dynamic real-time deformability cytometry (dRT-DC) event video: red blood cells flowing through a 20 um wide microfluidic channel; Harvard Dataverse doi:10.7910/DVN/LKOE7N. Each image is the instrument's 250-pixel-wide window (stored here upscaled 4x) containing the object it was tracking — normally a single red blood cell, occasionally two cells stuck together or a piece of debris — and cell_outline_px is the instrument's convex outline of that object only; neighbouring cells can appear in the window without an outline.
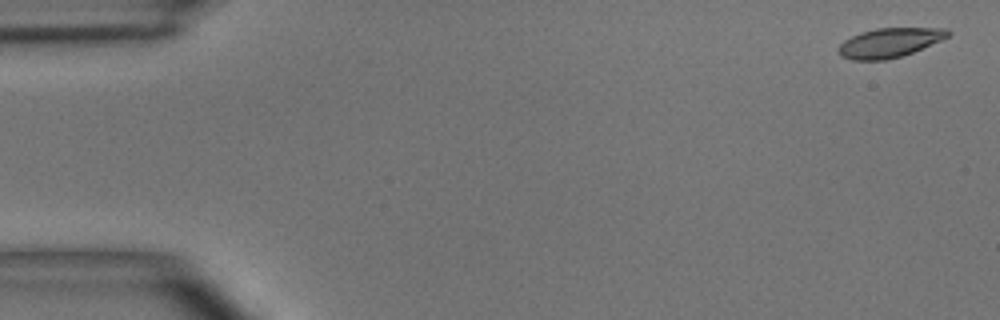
{"species": "common noctule bat (a hibernating species)", "species_latin": "Nyctalus noctula", "temperature_condition": "room temperature", "stored_images_in_passage": 5, "camera_frame_rate_fps": 3000, "um_per_image_px": 0.085, "animal": {"sex": "male", "body_mass_g": 15.6}, "frame": {"image": 1, "passage_image": 1, "time_ms": 0.0, "image_size_px": [1000, 320], "cell_outline_px": [[952, 32], [948, 36], [940, 40], [912, 52], [900, 56], [884, 60], [852, 60], [840, 56], [836, 48], [844, 40], [860, 32], [876, 28], [948, 28]], "centroid_in_image_um": [75.56, 3.62], "position_along_channel_um": 9.4, "area_um2": 18.67}}
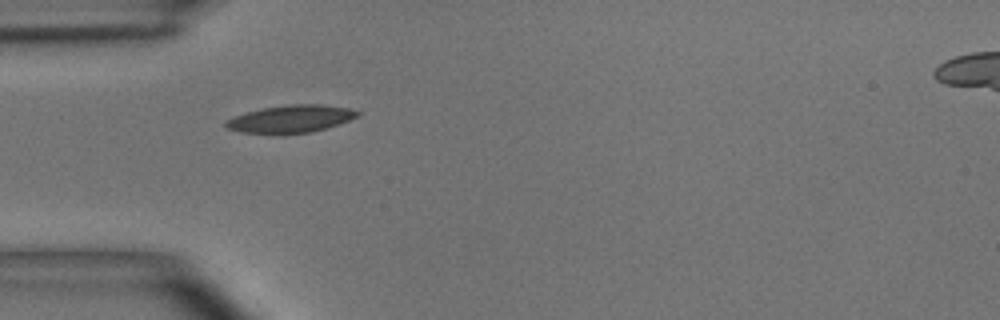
{"frame": {"image": 2, "passage_image": 4, "time_ms": 4.667, "image_size_px": [1000, 320], "cell_outline_px": [[360, 116], [312, 132], [284, 136], [240, 132], [228, 128], [224, 124], [224, 120], [232, 116], [260, 108], [292, 104], [320, 104], [348, 108], [360, 112]], "centroid_in_image_um": [24.63, 10.13], "position_along_channel_um": 60.4, "area_um2": 21.62}}
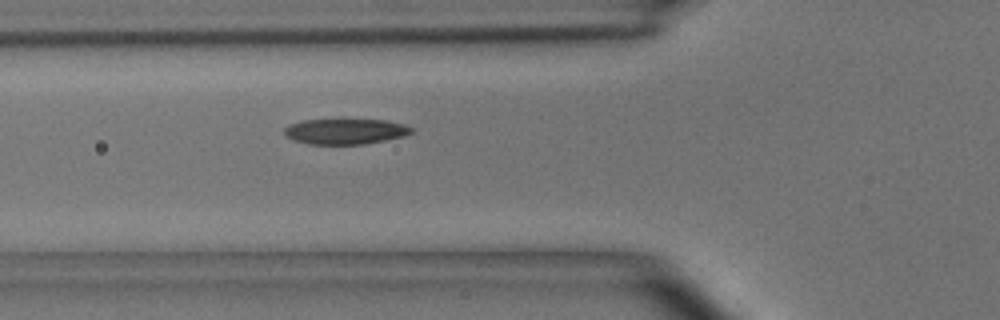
{"frame": {"image": 3, "passage_image": 5, "time_ms": 5.667, "image_size_px": [1000, 320], "cell_outline_px": [[412, 132], [404, 136], [364, 144], [308, 144], [292, 140], [284, 136], [284, 128], [288, 124], [304, 120], [388, 120], [404, 124], [412, 128]], "centroid_in_image_um": [29.31, 11.17], "position_along_channel_um": 96.5, "area_um2": 18.9}}